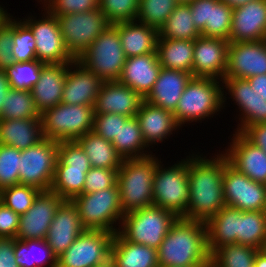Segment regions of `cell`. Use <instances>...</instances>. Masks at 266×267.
Here are the masks:
<instances>
[{"instance_id":"cell-1","label":"cell","mask_w":266,"mask_h":267,"mask_svg":"<svg viewBox=\"0 0 266 267\" xmlns=\"http://www.w3.org/2000/svg\"><path fill=\"white\" fill-rule=\"evenodd\" d=\"M188 156L189 202L187 219L206 223L226 206L223 195V174L229 164L221 151L207 158L199 152Z\"/></svg>"},{"instance_id":"cell-2","label":"cell","mask_w":266,"mask_h":267,"mask_svg":"<svg viewBox=\"0 0 266 267\" xmlns=\"http://www.w3.org/2000/svg\"><path fill=\"white\" fill-rule=\"evenodd\" d=\"M159 267L204 265L210 260L202 221L178 218L157 249Z\"/></svg>"},{"instance_id":"cell-3","label":"cell","mask_w":266,"mask_h":267,"mask_svg":"<svg viewBox=\"0 0 266 267\" xmlns=\"http://www.w3.org/2000/svg\"><path fill=\"white\" fill-rule=\"evenodd\" d=\"M159 157L123 159L117 171L121 210H133L153 206V181Z\"/></svg>"},{"instance_id":"cell-4","label":"cell","mask_w":266,"mask_h":267,"mask_svg":"<svg viewBox=\"0 0 266 267\" xmlns=\"http://www.w3.org/2000/svg\"><path fill=\"white\" fill-rule=\"evenodd\" d=\"M223 92L221 80L192 77L173 112L176 123L182 128L184 124L201 123L218 115L223 109Z\"/></svg>"},{"instance_id":"cell-5","label":"cell","mask_w":266,"mask_h":267,"mask_svg":"<svg viewBox=\"0 0 266 267\" xmlns=\"http://www.w3.org/2000/svg\"><path fill=\"white\" fill-rule=\"evenodd\" d=\"M71 201L77 207L82 226L86 230H103L114 234L118 232L125 214L121 210L117 183L109 189L79 194Z\"/></svg>"},{"instance_id":"cell-6","label":"cell","mask_w":266,"mask_h":267,"mask_svg":"<svg viewBox=\"0 0 266 267\" xmlns=\"http://www.w3.org/2000/svg\"><path fill=\"white\" fill-rule=\"evenodd\" d=\"M176 162L165 167L159 159L153 181V205L172 212L178 218L187 219L188 156Z\"/></svg>"},{"instance_id":"cell-7","label":"cell","mask_w":266,"mask_h":267,"mask_svg":"<svg viewBox=\"0 0 266 267\" xmlns=\"http://www.w3.org/2000/svg\"><path fill=\"white\" fill-rule=\"evenodd\" d=\"M177 219L172 212L153 205L125 213L118 233L127 241L158 249Z\"/></svg>"},{"instance_id":"cell-8","label":"cell","mask_w":266,"mask_h":267,"mask_svg":"<svg viewBox=\"0 0 266 267\" xmlns=\"http://www.w3.org/2000/svg\"><path fill=\"white\" fill-rule=\"evenodd\" d=\"M88 156L77 141L58 142V159L50 187L63 200L82 193L86 173L91 168Z\"/></svg>"},{"instance_id":"cell-9","label":"cell","mask_w":266,"mask_h":267,"mask_svg":"<svg viewBox=\"0 0 266 267\" xmlns=\"http://www.w3.org/2000/svg\"><path fill=\"white\" fill-rule=\"evenodd\" d=\"M94 106L60 103L41 114L44 138L57 142L76 141L93 130Z\"/></svg>"},{"instance_id":"cell-10","label":"cell","mask_w":266,"mask_h":267,"mask_svg":"<svg viewBox=\"0 0 266 267\" xmlns=\"http://www.w3.org/2000/svg\"><path fill=\"white\" fill-rule=\"evenodd\" d=\"M126 59L118 30L109 25L77 61L95 73L103 82H111L118 81Z\"/></svg>"},{"instance_id":"cell-11","label":"cell","mask_w":266,"mask_h":267,"mask_svg":"<svg viewBox=\"0 0 266 267\" xmlns=\"http://www.w3.org/2000/svg\"><path fill=\"white\" fill-rule=\"evenodd\" d=\"M57 159L58 142L51 139L43 138L21 150L19 184L31 185L41 191L50 190Z\"/></svg>"},{"instance_id":"cell-12","label":"cell","mask_w":266,"mask_h":267,"mask_svg":"<svg viewBox=\"0 0 266 267\" xmlns=\"http://www.w3.org/2000/svg\"><path fill=\"white\" fill-rule=\"evenodd\" d=\"M69 54L77 60L110 25L100 9L56 16Z\"/></svg>"},{"instance_id":"cell-13","label":"cell","mask_w":266,"mask_h":267,"mask_svg":"<svg viewBox=\"0 0 266 267\" xmlns=\"http://www.w3.org/2000/svg\"><path fill=\"white\" fill-rule=\"evenodd\" d=\"M42 18L33 15L21 19L32 31L36 42V57L45 64H67L75 59L66 49L56 16L45 7Z\"/></svg>"},{"instance_id":"cell-14","label":"cell","mask_w":266,"mask_h":267,"mask_svg":"<svg viewBox=\"0 0 266 267\" xmlns=\"http://www.w3.org/2000/svg\"><path fill=\"white\" fill-rule=\"evenodd\" d=\"M114 233L85 230L59 257L57 267H95L111 257Z\"/></svg>"},{"instance_id":"cell-15","label":"cell","mask_w":266,"mask_h":267,"mask_svg":"<svg viewBox=\"0 0 266 267\" xmlns=\"http://www.w3.org/2000/svg\"><path fill=\"white\" fill-rule=\"evenodd\" d=\"M226 206L241 211L266 210V185L257 183L228 164L223 174Z\"/></svg>"},{"instance_id":"cell-16","label":"cell","mask_w":266,"mask_h":267,"mask_svg":"<svg viewBox=\"0 0 266 267\" xmlns=\"http://www.w3.org/2000/svg\"><path fill=\"white\" fill-rule=\"evenodd\" d=\"M226 89V90H224ZM223 109H225L227 94L233 99L239 108V122L237 132L241 133L246 127L257 123H266V98L261 97L251 87L247 79L224 78L223 79ZM226 93V94H225Z\"/></svg>"},{"instance_id":"cell-17","label":"cell","mask_w":266,"mask_h":267,"mask_svg":"<svg viewBox=\"0 0 266 267\" xmlns=\"http://www.w3.org/2000/svg\"><path fill=\"white\" fill-rule=\"evenodd\" d=\"M64 200L51 190L41 191L33 205L20 215L18 240L45 239L55 212Z\"/></svg>"},{"instance_id":"cell-18","label":"cell","mask_w":266,"mask_h":267,"mask_svg":"<svg viewBox=\"0 0 266 267\" xmlns=\"http://www.w3.org/2000/svg\"><path fill=\"white\" fill-rule=\"evenodd\" d=\"M266 74V39L229 42L224 78L247 79Z\"/></svg>"},{"instance_id":"cell-19","label":"cell","mask_w":266,"mask_h":267,"mask_svg":"<svg viewBox=\"0 0 266 267\" xmlns=\"http://www.w3.org/2000/svg\"><path fill=\"white\" fill-rule=\"evenodd\" d=\"M229 41L199 36L194 40L192 76L223 81L227 69Z\"/></svg>"},{"instance_id":"cell-20","label":"cell","mask_w":266,"mask_h":267,"mask_svg":"<svg viewBox=\"0 0 266 267\" xmlns=\"http://www.w3.org/2000/svg\"><path fill=\"white\" fill-rule=\"evenodd\" d=\"M229 145L223 151L229 164L251 180L266 185V153L234 131Z\"/></svg>"},{"instance_id":"cell-21","label":"cell","mask_w":266,"mask_h":267,"mask_svg":"<svg viewBox=\"0 0 266 267\" xmlns=\"http://www.w3.org/2000/svg\"><path fill=\"white\" fill-rule=\"evenodd\" d=\"M103 81L79 61L69 63L62 92V102L68 105L95 106Z\"/></svg>"},{"instance_id":"cell-22","label":"cell","mask_w":266,"mask_h":267,"mask_svg":"<svg viewBox=\"0 0 266 267\" xmlns=\"http://www.w3.org/2000/svg\"><path fill=\"white\" fill-rule=\"evenodd\" d=\"M229 42L266 39V0H253L233 8Z\"/></svg>"},{"instance_id":"cell-23","label":"cell","mask_w":266,"mask_h":267,"mask_svg":"<svg viewBox=\"0 0 266 267\" xmlns=\"http://www.w3.org/2000/svg\"><path fill=\"white\" fill-rule=\"evenodd\" d=\"M85 230L77 207L72 201L64 200L55 212L45 240L59 257Z\"/></svg>"},{"instance_id":"cell-24","label":"cell","mask_w":266,"mask_h":267,"mask_svg":"<svg viewBox=\"0 0 266 267\" xmlns=\"http://www.w3.org/2000/svg\"><path fill=\"white\" fill-rule=\"evenodd\" d=\"M143 101L144 98L138 92L118 81L103 82L95 102L94 112L134 117Z\"/></svg>"},{"instance_id":"cell-25","label":"cell","mask_w":266,"mask_h":267,"mask_svg":"<svg viewBox=\"0 0 266 267\" xmlns=\"http://www.w3.org/2000/svg\"><path fill=\"white\" fill-rule=\"evenodd\" d=\"M161 68L157 52L128 57L118 82L145 98L152 90Z\"/></svg>"},{"instance_id":"cell-26","label":"cell","mask_w":266,"mask_h":267,"mask_svg":"<svg viewBox=\"0 0 266 267\" xmlns=\"http://www.w3.org/2000/svg\"><path fill=\"white\" fill-rule=\"evenodd\" d=\"M135 117L138 120L143 139L149 148L159 142H164V139H169L174 131L180 129L173 112L151 105L146 101L142 102Z\"/></svg>"},{"instance_id":"cell-27","label":"cell","mask_w":266,"mask_h":267,"mask_svg":"<svg viewBox=\"0 0 266 267\" xmlns=\"http://www.w3.org/2000/svg\"><path fill=\"white\" fill-rule=\"evenodd\" d=\"M192 74L180 70L161 68L160 74L144 101L174 112Z\"/></svg>"},{"instance_id":"cell-28","label":"cell","mask_w":266,"mask_h":267,"mask_svg":"<svg viewBox=\"0 0 266 267\" xmlns=\"http://www.w3.org/2000/svg\"><path fill=\"white\" fill-rule=\"evenodd\" d=\"M67 64H45L31 92L37 110L42 114L62 102Z\"/></svg>"},{"instance_id":"cell-29","label":"cell","mask_w":266,"mask_h":267,"mask_svg":"<svg viewBox=\"0 0 266 267\" xmlns=\"http://www.w3.org/2000/svg\"><path fill=\"white\" fill-rule=\"evenodd\" d=\"M119 33L120 42L126 57L157 52L159 30L138 21L113 25Z\"/></svg>"},{"instance_id":"cell-30","label":"cell","mask_w":266,"mask_h":267,"mask_svg":"<svg viewBox=\"0 0 266 267\" xmlns=\"http://www.w3.org/2000/svg\"><path fill=\"white\" fill-rule=\"evenodd\" d=\"M43 138L41 118L0 119V144L25 150Z\"/></svg>"},{"instance_id":"cell-31","label":"cell","mask_w":266,"mask_h":267,"mask_svg":"<svg viewBox=\"0 0 266 267\" xmlns=\"http://www.w3.org/2000/svg\"><path fill=\"white\" fill-rule=\"evenodd\" d=\"M207 247L211 255L226 244H236L239 234V209L223 207L206 223Z\"/></svg>"},{"instance_id":"cell-32","label":"cell","mask_w":266,"mask_h":267,"mask_svg":"<svg viewBox=\"0 0 266 267\" xmlns=\"http://www.w3.org/2000/svg\"><path fill=\"white\" fill-rule=\"evenodd\" d=\"M111 258L116 267H159L157 249L125 240L115 233Z\"/></svg>"},{"instance_id":"cell-33","label":"cell","mask_w":266,"mask_h":267,"mask_svg":"<svg viewBox=\"0 0 266 267\" xmlns=\"http://www.w3.org/2000/svg\"><path fill=\"white\" fill-rule=\"evenodd\" d=\"M194 40L158 38L157 55L162 68L192 74Z\"/></svg>"},{"instance_id":"cell-34","label":"cell","mask_w":266,"mask_h":267,"mask_svg":"<svg viewBox=\"0 0 266 267\" xmlns=\"http://www.w3.org/2000/svg\"><path fill=\"white\" fill-rule=\"evenodd\" d=\"M88 156L93 168L119 169L123 159L111 141L102 138L93 130L76 140Z\"/></svg>"},{"instance_id":"cell-35","label":"cell","mask_w":266,"mask_h":267,"mask_svg":"<svg viewBox=\"0 0 266 267\" xmlns=\"http://www.w3.org/2000/svg\"><path fill=\"white\" fill-rule=\"evenodd\" d=\"M14 255L19 267H57V256L45 239L14 238Z\"/></svg>"},{"instance_id":"cell-36","label":"cell","mask_w":266,"mask_h":267,"mask_svg":"<svg viewBox=\"0 0 266 267\" xmlns=\"http://www.w3.org/2000/svg\"><path fill=\"white\" fill-rule=\"evenodd\" d=\"M111 143L122 159L143 158L153 154L143 139L135 116L130 117L124 125H121L118 136L114 137Z\"/></svg>"},{"instance_id":"cell-37","label":"cell","mask_w":266,"mask_h":267,"mask_svg":"<svg viewBox=\"0 0 266 267\" xmlns=\"http://www.w3.org/2000/svg\"><path fill=\"white\" fill-rule=\"evenodd\" d=\"M201 33L197 30L189 4L178 3L165 24L159 29V38L195 40Z\"/></svg>"},{"instance_id":"cell-38","label":"cell","mask_w":266,"mask_h":267,"mask_svg":"<svg viewBox=\"0 0 266 267\" xmlns=\"http://www.w3.org/2000/svg\"><path fill=\"white\" fill-rule=\"evenodd\" d=\"M237 244L263 250L266 246V210H239V234Z\"/></svg>"},{"instance_id":"cell-39","label":"cell","mask_w":266,"mask_h":267,"mask_svg":"<svg viewBox=\"0 0 266 267\" xmlns=\"http://www.w3.org/2000/svg\"><path fill=\"white\" fill-rule=\"evenodd\" d=\"M41 118L32 92L10 88L5 96L0 119Z\"/></svg>"},{"instance_id":"cell-40","label":"cell","mask_w":266,"mask_h":267,"mask_svg":"<svg viewBox=\"0 0 266 267\" xmlns=\"http://www.w3.org/2000/svg\"><path fill=\"white\" fill-rule=\"evenodd\" d=\"M260 250L242 244H226L210 255L218 267H255V257Z\"/></svg>"},{"instance_id":"cell-41","label":"cell","mask_w":266,"mask_h":267,"mask_svg":"<svg viewBox=\"0 0 266 267\" xmlns=\"http://www.w3.org/2000/svg\"><path fill=\"white\" fill-rule=\"evenodd\" d=\"M233 8L221 0H209L208 21L201 36L229 41Z\"/></svg>"},{"instance_id":"cell-42","label":"cell","mask_w":266,"mask_h":267,"mask_svg":"<svg viewBox=\"0 0 266 267\" xmlns=\"http://www.w3.org/2000/svg\"><path fill=\"white\" fill-rule=\"evenodd\" d=\"M44 65L45 63L36 59L29 62H16L7 67L4 71L10 88L31 91L37 83Z\"/></svg>"},{"instance_id":"cell-43","label":"cell","mask_w":266,"mask_h":267,"mask_svg":"<svg viewBox=\"0 0 266 267\" xmlns=\"http://www.w3.org/2000/svg\"><path fill=\"white\" fill-rule=\"evenodd\" d=\"M177 4L176 0H140L136 21L159 30Z\"/></svg>"},{"instance_id":"cell-44","label":"cell","mask_w":266,"mask_h":267,"mask_svg":"<svg viewBox=\"0 0 266 267\" xmlns=\"http://www.w3.org/2000/svg\"><path fill=\"white\" fill-rule=\"evenodd\" d=\"M41 192L40 189L24 184H16L0 191V201L16 214H24L32 205Z\"/></svg>"},{"instance_id":"cell-45","label":"cell","mask_w":266,"mask_h":267,"mask_svg":"<svg viewBox=\"0 0 266 267\" xmlns=\"http://www.w3.org/2000/svg\"><path fill=\"white\" fill-rule=\"evenodd\" d=\"M12 54L16 62L36 60V42L31 29L21 20L13 17ZM20 19V20H19Z\"/></svg>"},{"instance_id":"cell-46","label":"cell","mask_w":266,"mask_h":267,"mask_svg":"<svg viewBox=\"0 0 266 267\" xmlns=\"http://www.w3.org/2000/svg\"><path fill=\"white\" fill-rule=\"evenodd\" d=\"M140 0H99V9L110 25L135 21Z\"/></svg>"},{"instance_id":"cell-47","label":"cell","mask_w":266,"mask_h":267,"mask_svg":"<svg viewBox=\"0 0 266 267\" xmlns=\"http://www.w3.org/2000/svg\"><path fill=\"white\" fill-rule=\"evenodd\" d=\"M21 150L0 144V191L19 184Z\"/></svg>"},{"instance_id":"cell-48","label":"cell","mask_w":266,"mask_h":267,"mask_svg":"<svg viewBox=\"0 0 266 267\" xmlns=\"http://www.w3.org/2000/svg\"><path fill=\"white\" fill-rule=\"evenodd\" d=\"M41 2L40 4L54 16L99 9V0H42Z\"/></svg>"},{"instance_id":"cell-49","label":"cell","mask_w":266,"mask_h":267,"mask_svg":"<svg viewBox=\"0 0 266 267\" xmlns=\"http://www.w3.org/2000/svg\"><path fill=\"white\" fill-rule=\"evenodd\" d=\"M118 169L93 168L86 173L81 194L112 188L117 183Z\"/></svg>"},{"instance_id":"cell-50","label":"cell","mask_w":266,"mask_h":267,"mask_svg":"<svg viewBox=\"0 0 266 267\" xmlns=\"http://www.w3.org/2000/svg\"><path fill=\"white\" fill-rule=\"evenodd\" d=\"M129 118L116 113L94 114L93 131L102 138L112 141L118 136L121 125H124Z\"/></svg>"},{"instance_id":"cell-51","label":"cell","mask_w":266,"mask_h":267,"mask_svg":"<svg viewBox=\"0 0 266 267\" xmlns=\"http://www.w3.org/2000/svg\"><path fill=\"white\" fill-rule=\"evenodd\" d=\"M13 47V16L6 14L0 22V69L5 70L7 67L16 63L12 54Z\"/></svg>"},{"instance_id":"cell-52","label":"cell","mask_w":266,"mask_h":267,"mask_svg":"<svg viewBox=\"0 0 266 267\" xmlns=\"http://www.w3.org/2000/svg\"><path fill=\"white\" fill-rule=\"evenodd\" d=\"M20 215L0 201V237L16 238Z\"/></svg>"},{"instance_id":"cell-53","label":"cell","mask_w":266,"mask_h":267,"mask_svg":"<svg viewBox=\"0 0 266 267\" xmlns=\"http://www.w3.org/2000/svg\"><path fill=\"white\" fill-rule=\"evenodd\" d=\"M188 4L193 16L194 24L197 30L201 33L205 28L206 21H208L209 0H193Z\"/></svg>"},{"instance_id":"cell-54","label":"cell","mask_w":266,"mask_h":267,"mask_svg":"<svg viewBox=\"0 0 266 267\" xmlns=\"http://www.w3.org/2000/svg\"><path fill=\"white\" fill-rule=\"evenodd\" d=\"M241 134L253 145L266 153V123H257L246 127Z\"/></svg>"},{"instance_id":"cell-55","label":"cell","mask_w":266,"mask_h":267,"mask_svg":"<svg viewBox=\"0 0 266 267\" xmlns=\"http://www.w3.org/2000/svg\"><path fill=\"white\" fill-rule=\"evenodd\" d=\"M15 259L14 238L0 237V267H19Z\"/></svg>"},{"instance_id":"cell-56","label":"cell","mask_w":266,"mask_h":267,"mask_svg":"<svg viewBox=\"0 0 266 267\" xmlns=\"http://www.w3.org/2000/svg\"><path fill=\"white\" fill-rule=\"evenodd\" d=\"M247 80L257 94L263 98H266V74L249 77Z\"/></svg>"},{"instance_id":"cell-57","label":"cell","mask_w":266,"mask_h":267,"mask_svg":"<svg viewBox=\"0 0 266 267\" xmlns=\"http://www.w3.org/2000/svg\"><path fill=\"white\" fill-rule=\"evenodd\" d=\"M10 89V84L4 70L0 69V115L2 112V106L5 101V96Z\"/></svg>"},{"instance_id":"cell-58","label":"cell","mask_w":266,"mask_h":267,"mask_svg":"<svg viewBox=\"0 0 266 267\" xmlns=\"http://www.w3.org/2000/svg\"><path fill=\"white\" fill-rule=\"evenodd\" d=\"M255 267H266V246L260 250L255 257Z\"/></svg>"},{"instance_id":"cell-59","label":"cell","mask_w":266,"mask_h":267,"mask_svg":"<svg viewBox=\"0 0 266 267\" xmlns=\"http://www.w3.org/2000/svg\"><path fill=\"white\" fill-rule=\"evenodd\" d=\"M221 1L226 3L231 8H235V7L241 6L243 4H246L248 2H251L253 0H221Z\"/></svg>"},{"instance_id":"cell-60","label":"cell","mask_w":266,"mask_h":267,"mask_svg":"<svg viewBox=\"0 0 266 267\" xmlns=\"http://www.w3.org/2000/svg\"><path fill=\"white\" fill-rule=\"evenodd\" d=\"M95 267H116L115 261L109 257L106 261L98 264Z\"/></svg>"},{"instance_id":"cell-61","label":"cell","mask_w":266,"mask_h":267,"mask_svg":"<svg viewBox=\"0 0 266 267\" xmlns=\"http://www.w3.org/2000/svg\"><path fill=\"white\" fill-rule=\"evenodd\" d=\"M0 5V22L4 19L5 15L8 13L7 9L5 10L3 7Z\"/></svg>"},{"instance_id":"cell-62","label":"cell","mask_w":266,"mask_h":267,"mask_svg":"<svg viewBox=\"0 0 266 267\" xmlns=\"http://www.w3.org/2000/svg\"><path fill=\"white\" fill-rule=\"evenodd\" d=\"M202 267H218V266L214 262H212L211 260H209Z\"/></svg>"},{"instance_id":"cell-63","label":"cell","mask_w":266,"mask_h":267,"mask_svg":"<svg viewBox=\"0 0 266 267\" xmlns=\"http://www.w3.org/2000/svg\"><path fill=\"white\" fill-rule=\"evenodd\" d=\"M193 0H176L177 3H184V4H188L190 2H192Z\"/></svg>"},{"instance_id":"cell-64","label":"cell","mask_w":266,"mask_h":267,"mask_svg":"<svg viewBox=\"0 0 266 267\" xmlns=\"http://www.w3.org/2000/svg\"><path fill=\"white\" fill-rule=\"evenodd\" d=\"M203 265L187 266V267H202ZM171 267V266H168Z\"/></svg>"}]
</instances>
